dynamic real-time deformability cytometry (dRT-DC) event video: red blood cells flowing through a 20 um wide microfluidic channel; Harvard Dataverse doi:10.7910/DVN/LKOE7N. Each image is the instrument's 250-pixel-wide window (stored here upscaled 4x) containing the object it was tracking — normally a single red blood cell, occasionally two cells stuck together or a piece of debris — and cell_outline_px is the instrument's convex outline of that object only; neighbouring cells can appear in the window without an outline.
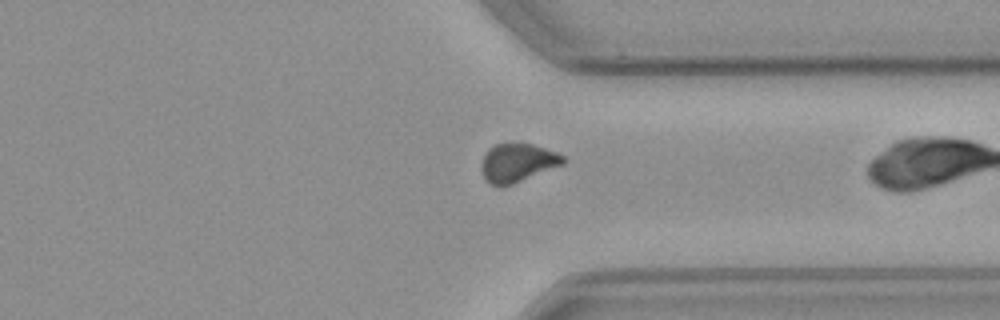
{"species": "common noctule bat (a hibernating species)", "species_latin": "Nyctalus noctula", "temperature_condition": "cold", "stored_images_in_passage": 40, "camera_frame_rate_fps": 3000, "um_per_image_px": 0.085, "animal": {"sex": "male", "body_mass_g": 23.1, "forearm_length_mm": 52.7}, "frame": {"image": 1, "passage_image": 39, "time_ms": 12.667, "image_size_px": [1000, 320], "cell_outline_px": [[568, 160], [564, 164], [512, 184], [492, 184], [484, 176], [480, 168], [480, 164], [488, 148], [496, 144], [532, 144], [556, 152], [564, 156]], "centroid_in_image_um": [44.01, 13.81], "position_along_channel_um": 367.4, "area_um2": 17.98}}